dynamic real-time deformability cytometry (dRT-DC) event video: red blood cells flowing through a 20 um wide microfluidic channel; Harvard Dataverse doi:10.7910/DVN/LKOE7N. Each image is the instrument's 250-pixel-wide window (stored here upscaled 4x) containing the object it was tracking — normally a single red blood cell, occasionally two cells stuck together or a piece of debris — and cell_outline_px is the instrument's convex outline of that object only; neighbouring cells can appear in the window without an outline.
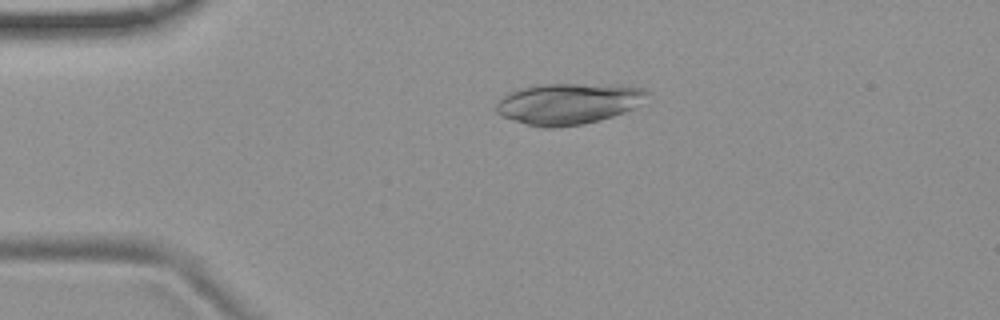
{"species": "common noctule bat (a hibernating species)", "species_latin": "Nyctalus noctula", "temperature_condition": "room temperature", "stored_images_in_passage": 53, "camera_frame_rate_fps": 3000, "um_per_image_px": 0.085, "animal": {"sex": "female", "body_mass_g": 19.9}, "frame": {"image": 1, "passage_image": 11, "time_ms": 3.333, "image_size_px": [1000, 320], "cell_outline_px": [[648, 92], [632, 108], [624, 112], [600, 120], [584, 124], [556, 128], [540, 128], [504, 116], [496, 112], [496, 104], [508, 92], [520, 88], [544, 84], [580, 84], [648, 88]], "centroid_in_image_um": [48.24, 8.82], "position_along_channel_um": 36.8, "area_um2": 35.43}}
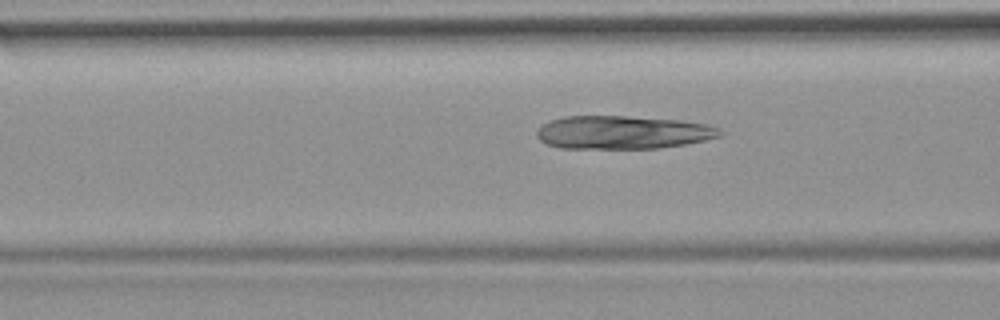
{"frame": {"image": 2, "passage_image": 20, "time_ms": 6.333, "image_size_px": [1000, 320], "cell_outline_px": [[724, 132], [720, 136], [704, 140], [684, 144], [656, 148], [560, 148], [548, 144], [540, 140], [536, 136], [536, 128], [552, 120], [564, 116], [624, 116], [680, 120], [708, 124], [720, 128]], "centroid_in_image_um": [52.93, 11.24], "position_along_channel_um": 113.7, "area_um2": 35.43}}
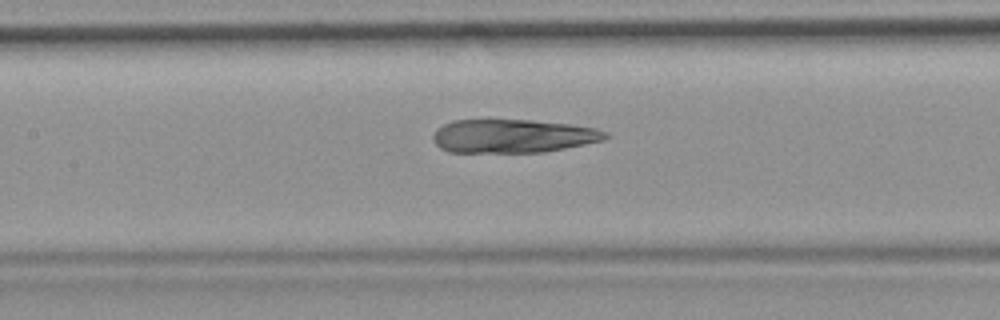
{"frame": {"image": 3, "passage_image": 24, "time_ms": 7.667, "image_size_px": [1000, 320], "cell_outline_px": [[612, 136], [604, 140], [544, 152], [448, 152], [440, 148], [432, 140], [432, 136], [436, 128], [452, 120], [488, 116], [532, 120], [568, 124], [596, 128], [608, 132]], "centroid_in_image_um": [43.52, 11.51], "position_along_channel_um": 163.9, "area_um2": 34.97}}